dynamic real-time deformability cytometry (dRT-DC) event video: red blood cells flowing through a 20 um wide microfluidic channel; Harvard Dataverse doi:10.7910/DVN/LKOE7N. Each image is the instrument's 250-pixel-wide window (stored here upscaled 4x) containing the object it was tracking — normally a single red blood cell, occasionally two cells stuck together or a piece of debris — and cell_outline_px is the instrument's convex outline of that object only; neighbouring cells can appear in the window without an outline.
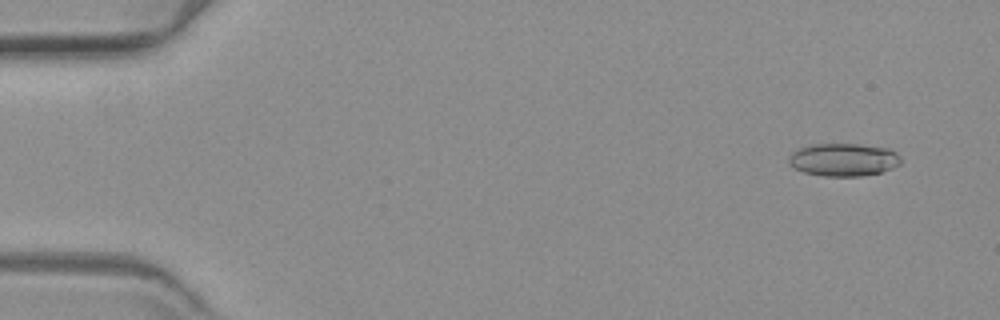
{"species": "common noctule bat (a hibernating species)", "species_latin": "Nyctalus noctula", "temperature_condition": "warm", "stored_images_in_passage": 62, "camera_frame_rate_fps": 3000, "um_per_image_px": 0.085, "animal": {"sex": "female", "body_mass_g": 19.3, "forearm_length_mm": 54.1}, "frame": {"image": 1, "passage_image": 5, "time_ms": 1.333, "image_size_px": [1000, 320], "cell_outline_px": [[900, 164], [892, 168], [880, 172], [860, 176], [824, 176], [804, 172], [788, 164], [788, 156], [796, 148], [812, 144], [860, 144], [888, 148], [896, 152], [900, 156]], "centroid_in_image_um": [71.67, 13.56], "position_along_channel_um": 13.3, "area_um2": 21.56}}
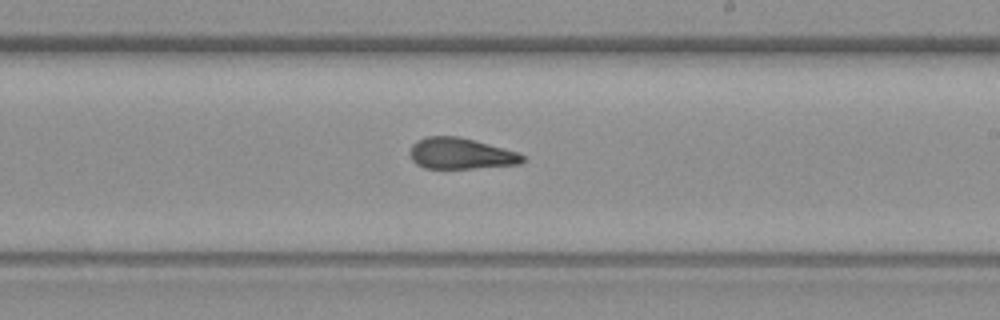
{"frame": {"image": 2, "passage_image": 37, "time_ms": 12.0, "image_size_px": [1000, 320], "cell_outline_px": [[524, 160], [520, 164], [472, 168], [424, 168], [416, 164], [412, 160], [408, 152], [412, 144], [416, 140], [428, 136], [460, 136], [516, 152], [524, 156]], "centroid_in_image_um": [39.09, 13.05], "position_along_channel_um": 249.9, "area_um2": 20.35}}
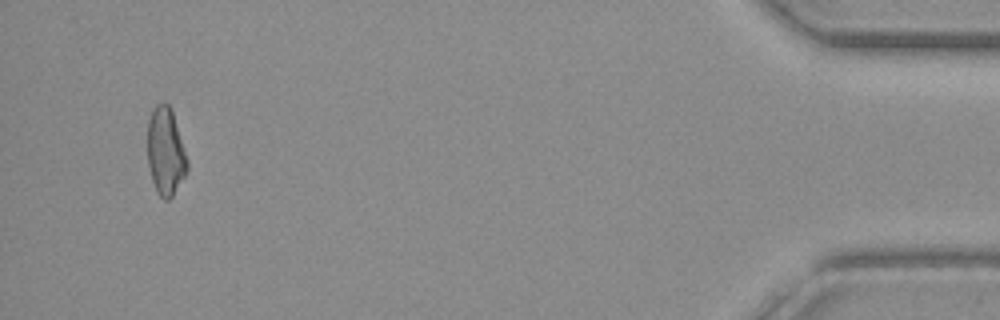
{"frame": {"image": 3, "passage_image": 59, "time_ms": 19.333, "image_size_px": [1000, 320], "cell_outline_px": [[188, 168], [184, 176], [172, 196], [168, 200], [164, 200], [156, 192], [152, 180], [148, 164], [148, 120], [156, 104], [164, 100], [168, 104], [172, 112], [188, 160]], "centroid_in_image_um": [14.06, 12.88], "position_along_channel_um": 421.1, "area_um2": 20.11}}